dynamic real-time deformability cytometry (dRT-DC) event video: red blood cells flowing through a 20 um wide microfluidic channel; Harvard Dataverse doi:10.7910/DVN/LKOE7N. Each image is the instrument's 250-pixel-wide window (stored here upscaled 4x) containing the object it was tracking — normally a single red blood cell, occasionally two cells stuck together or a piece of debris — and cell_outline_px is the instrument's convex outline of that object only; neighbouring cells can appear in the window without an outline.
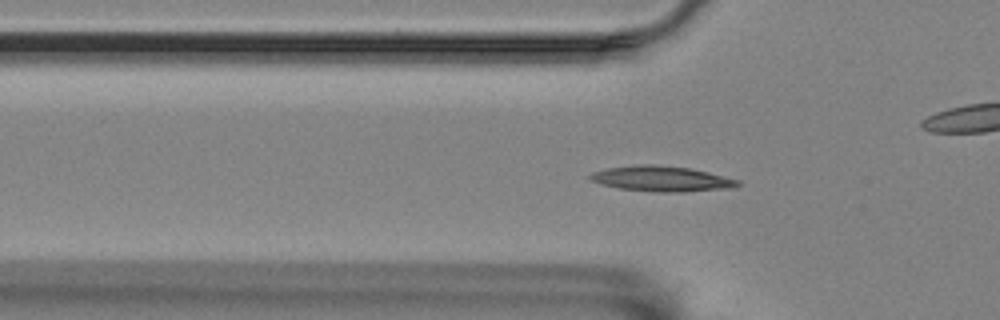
{"species": "Egyptian fruit bat (a non-hibernating species)", "species_latin": "Rousettus aegyptiacus", "temperature_condition": "room temperature", "stored_images_in_passage": 57, "camera_frame_rate_fps": 3000, "um_per_image_px": 0.085, "animal": {"sex": "female"}, "frame": {"image": 1, "passage_image": 17, "time_ms": 5.333, "image_size_px": [1000, 320], "cell_outline_px": [[740, 184], [732, 188], [684, 192], [652, 192], [620, 188], [600, 184], [588, 180], [588, 176], [592, 172], [608, 168], [636, 164], [652, 164], [692, 168], [740, 180]], "centroid_in_image_um": [56.22, 15.19], "position_along_channel_um": 69.6, "area_um2": 22.08}}
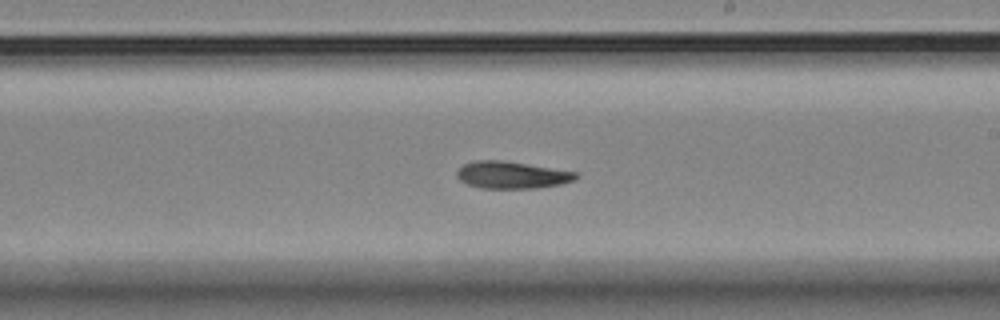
{"frame": {"image": 2, "passage_image": 32, "time_ms": 10.333, "image_size_px": [1000, 320], "cell_outline_px": [[580, 176], [572, 180], [560, 184], [536, 188], [480, 188], [468, 184], [460, 180], [456, 176], [456, 172], [464, 164], [476, 160], [500, 160], [576, 172]], "centroid_in_image_um": [43.47, 14.88], "position_along_channel_um": 245.5, "area_um2": 18.5}}
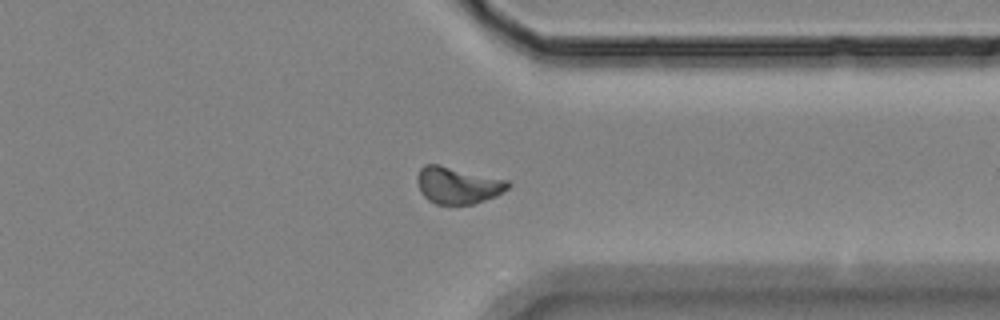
{"frame": {"image": 3, "passage_image": 43, "time_ms": 14.0, "image_size_px": [1000, 320], "cell_outline_px": [[512, 184], [508, 188], [496, 196], [472, 204], [436, 204], [428, 200], [420, 192], [416, 180], [416, 176], [420, 168], [424, 164], [440, 164], [508, 180]], "centroid_in_image_um": [38.88, 15.73], "position_along_channel_um": 372.5, "area_um2": 19.65}, "authors_computed_cell_mechanics": {"area_um2": 18.9584, "velocity_mm_per_s": 3.504, "shape_relaxation_time_tau1_ms": null, "shape_relaxation_time_tau2_ms": 6.6656, "deformation_change_tau1": null, "deformation_change_tau2": 0.1207}}